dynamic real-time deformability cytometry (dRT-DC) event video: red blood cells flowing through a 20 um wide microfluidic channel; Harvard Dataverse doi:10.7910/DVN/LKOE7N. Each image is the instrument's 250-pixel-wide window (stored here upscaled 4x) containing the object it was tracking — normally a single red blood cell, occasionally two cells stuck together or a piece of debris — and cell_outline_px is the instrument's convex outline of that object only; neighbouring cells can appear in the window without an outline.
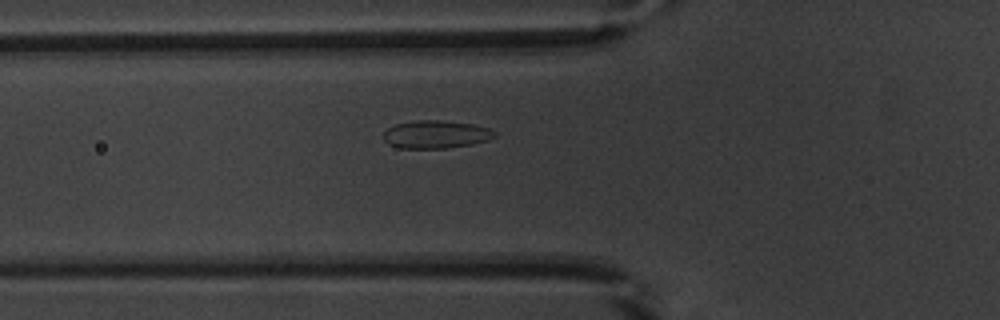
{"species": "common noctule bat (a hibernating species)", "species_latin": "Nyctalus noctula", "temperature_condition": "warm", "stored_images_in_passage": 35, "camera_frame_rate_fps": 3000, "um_per_image_px": 0.085, "animal": {"sex": "male", "body_mass_g": 20.1, "forearm_length_mm": 53.5}, "frame": {"image": 1, "passage_image": 8, "time_ms": 2.333, "image_size_px": [1000, 320], "cell_outline_px": [[496, 136], [488, 140], [472, 144], [448, 148], [400, 148], [388, 144], [384, 140], [384, 132], [388, 128], [396, 124], [416, 120], [440, 120], [472, 124], [488, 128], [496, 132]], "centroid_in_image_um": [37.05, 11.42], "position_along_channel_um": 88.8, "area_um2": 18.03}}
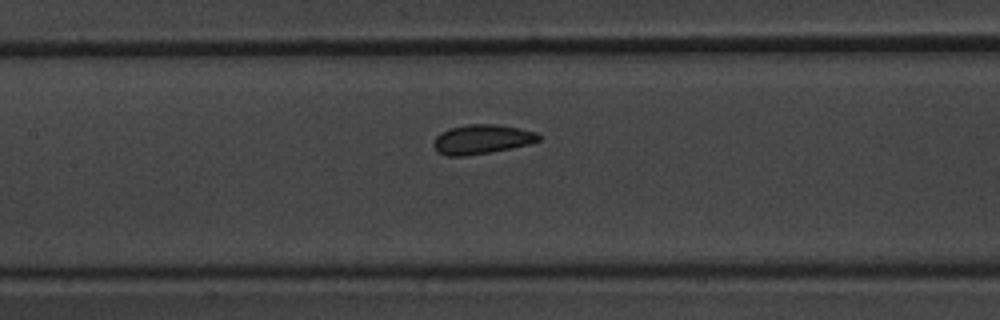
{"frame": {"image": 2, "passage_image": 14, "time_ms": 4.333, "image_size_px": [1000, 320], "cell_outline_px": [[540, 140], [528, 144], [488, 152], [464, 156], [448, 156], [436, 152], [432, 144], [436, 136], [440, 132], [448, 128], [468, 124], [496, 124], [520, 128], [536, 132], [540, 136]], "centroid_in_image_um": [40.9, 11.83], "position_along_channel_um": 166.5, "area_um2": 17.98}}
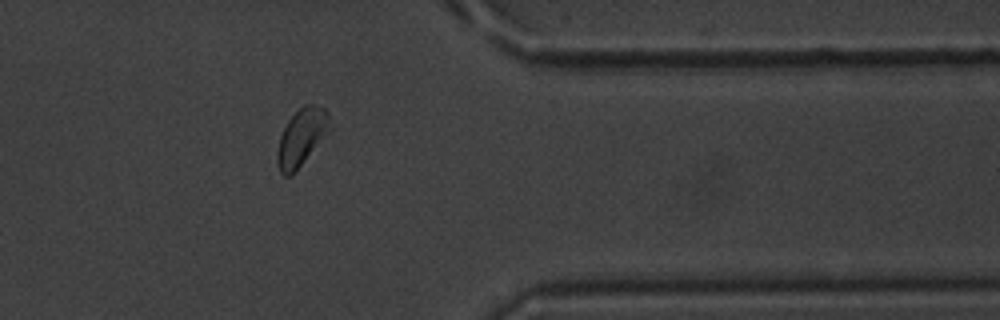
{"frame": {"image": 3, "passage_image": 32, "time_ms": 10.333, "image_size_px": [1000, 320], "cell_outline_px": [[332, 132], [288, 176], [284, 176], [280, 172], [276, 160], [276, 156], [280, 136], [288, 120], [304, 104], [312, 104], [324, 108], [328, 112], [332, 124]], "centroid_in_image_um": [25.69, 11.62], "position_along_channel_um": 385.7, "area_um2": 17.51}, "authors_computed_cell_mechanics": {"area_um2": 17.7446, "velocity_mm_per_s": 3.848, "shape_relaxation_time_tau1_ms": 1.98, "shape_relaxation_time_tau2_ms": 1.3214, "deformation_change_tau1": 0.0876, "deformation_change_tau2": 0.0812}}